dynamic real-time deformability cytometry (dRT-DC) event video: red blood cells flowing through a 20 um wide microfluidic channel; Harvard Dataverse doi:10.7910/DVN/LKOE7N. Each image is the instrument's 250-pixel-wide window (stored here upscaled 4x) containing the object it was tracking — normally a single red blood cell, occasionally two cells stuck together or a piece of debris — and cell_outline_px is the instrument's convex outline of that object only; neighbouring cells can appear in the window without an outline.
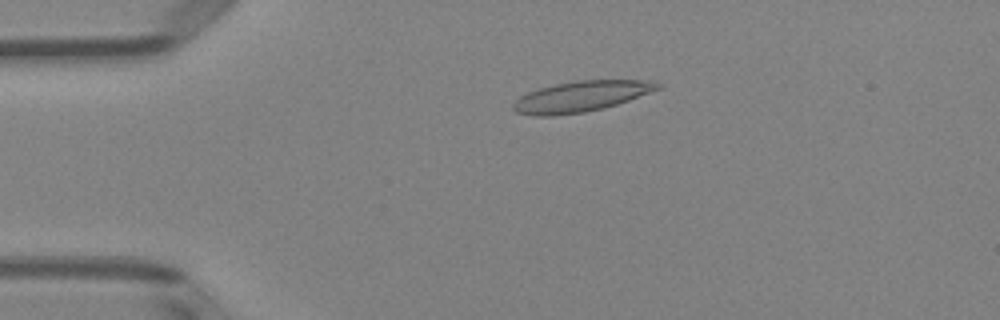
{"species": "Egyptian fruit bat (a non-hibernating species)", "species_latin": "Rousettus aegyptiacus", "temperature_condition": "room temperature", "stored_images_in_passage": 51, "camera_frame_rate_fps": 3000, "um_per_image_px": 0.085, "animal": {"sex": "female"}, "frame": {"image": 1, "passage_image": 11, "time_ms": 3.333, "image_size_px": [1000, 320], "cell_outline_px": [[664, 84], [660, 88], [628, 100], [604, 108], [584, 112], [552, 116], [536, 116], [516, 112], [512, 108], [512, 104], [520, 96], [528, 92], [540, 88], [556, 84], [576, 80], [648, 80]], "centroid_in_image_um": [49.37, 8.19], "position_along_channel_um": 35.6, "area_um2": 25.66}}
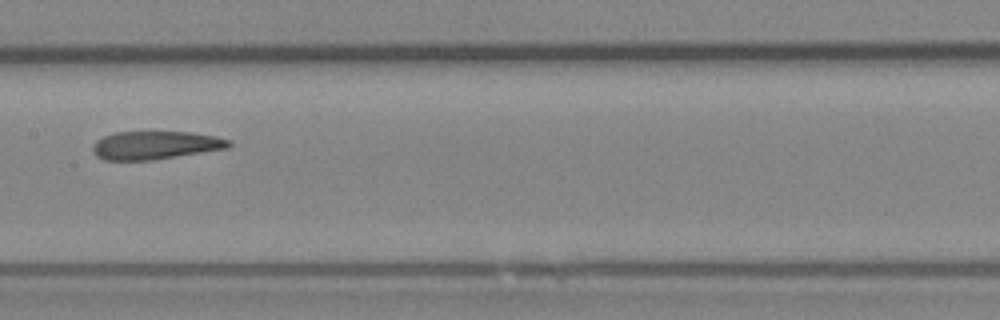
{"frame": {"image": 2, "passage_image": 26, "time_ms": 8.333, "image_size_px": [1000, 320], "cell_outline_px": [[232, 144], [228, 148], [152, 160], [104, 160], [96, 156], [92, 152], [92, 144], [96, 140], [112, 132], [188, 132], [212, 136], [232, 140]], "centroid_in_image_um": [13.15, 12.34], "position_along_channel_um": 194.2, "area_um2": 22.37}}
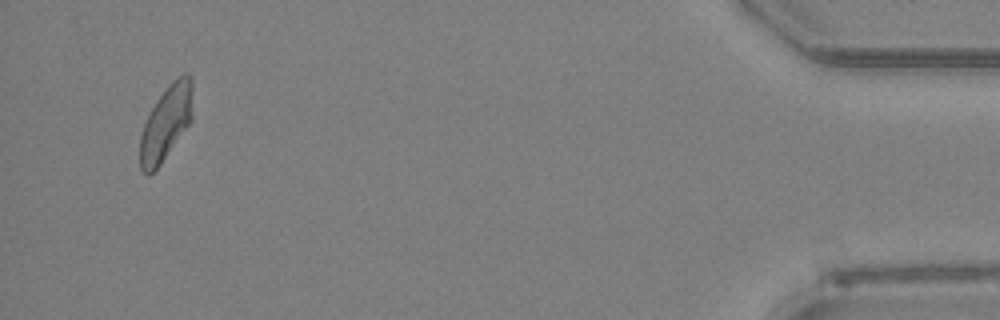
{"frame": {"image": 3, "passage_image": 49, "time_ms": 16.0, "image_size_px": [1000, 320], "cell_outline_px": [[192, 120], [160, 164], [148, 176], [140, 168], [140, 136], [144, 124], [156, 100], [172, 80], [184, 72], [188, 72], [192, 76]], "centroid_in_image_um": [14.13, 10.4], "position_along_channel_um": 421.1, "area_um2": 22.83}, "authors_computed_cell_mechanics": {"area_um2": 23.987, "velocity_mm_per_s": 3.9698, "shape_relaxation_time_tau1_ms": null, "shape_relaxation_time_tau2_ms": 2.3826, "deformation_change_tau1": null, "deformation_change_tau2": 0.0964}}